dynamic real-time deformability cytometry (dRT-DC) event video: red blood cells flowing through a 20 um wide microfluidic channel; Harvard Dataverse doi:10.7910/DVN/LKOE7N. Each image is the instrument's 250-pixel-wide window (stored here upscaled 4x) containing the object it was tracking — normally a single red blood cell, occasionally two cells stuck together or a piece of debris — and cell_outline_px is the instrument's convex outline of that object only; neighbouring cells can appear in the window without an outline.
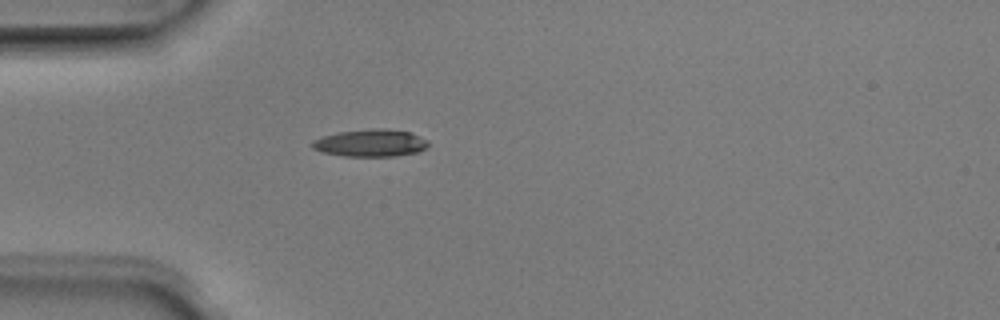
{"species": "Egyptian fruit bat (a non-hibernating species)", "species_latin": "Rousettus aegyptiacus", "temperature_condition": "room temperature", "stored_images_in_passage": 1, "camera_frame_rate_fps": 3000, "um_per_image_px": 0.085, "animal": {"sex": "male"}, "frame": {"image": 1, "passage_image": 1, "time_ms": 0.0, "image_size_px": [1000, 320], "cell_outline_px": [[428, 144], [424, 148], [416, 152], [396, 156], [344, 156], [320, 152], [312, 148], [312, 140], [320, 136], [340, 132], [372, 128], [384, 128], [412, 132], [428, 140]], "centroid_in_image_um": [31.47, 12.14], "position_along_channel_um": 53.5, "area_um2": 18.61}}